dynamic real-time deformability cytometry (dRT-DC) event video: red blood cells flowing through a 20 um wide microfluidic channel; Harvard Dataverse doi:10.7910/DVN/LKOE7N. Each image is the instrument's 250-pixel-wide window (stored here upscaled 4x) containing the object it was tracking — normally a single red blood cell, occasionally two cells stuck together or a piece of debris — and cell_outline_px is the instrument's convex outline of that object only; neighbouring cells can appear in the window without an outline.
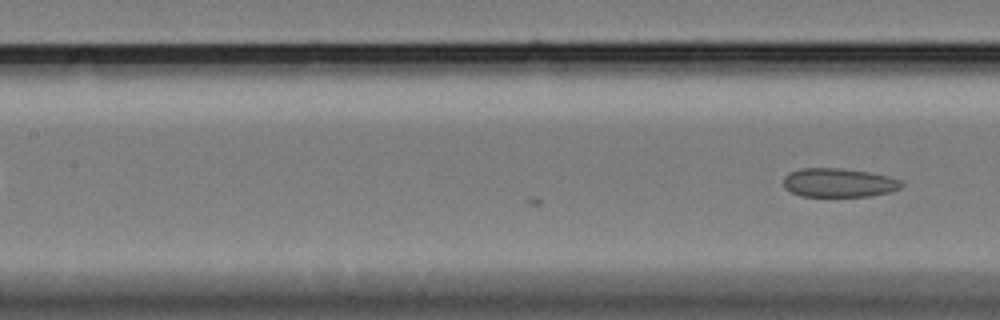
{"species": "Egyptian fruit bat (a non-hibernating species)", "species_latin": "Rousettus aegyptiacus", "temperature_condition": "cold", "stored_images_in_passage": 7, "camera_frame_rate_fps": 3000, "um_per_image_px": 0.085, "animal": {"sex": "female"}, "frame": {"image": 1, "passage_image": 7, "time_ms": 2.0, "image_size_px": [1000, 320], "cell_outline_px": [[904, 184], [900, 188], [888, 192], [872, 196], [800, 196], [784, 188], [784, 176], [788, 172], [800, 168], [836, 168], [868, 172], [888, 176], [900, 180]], "centroid_in_image_um": [71.26, 15.53], "position_along_channel_um": 136.1, "area_um2": 19.83}}